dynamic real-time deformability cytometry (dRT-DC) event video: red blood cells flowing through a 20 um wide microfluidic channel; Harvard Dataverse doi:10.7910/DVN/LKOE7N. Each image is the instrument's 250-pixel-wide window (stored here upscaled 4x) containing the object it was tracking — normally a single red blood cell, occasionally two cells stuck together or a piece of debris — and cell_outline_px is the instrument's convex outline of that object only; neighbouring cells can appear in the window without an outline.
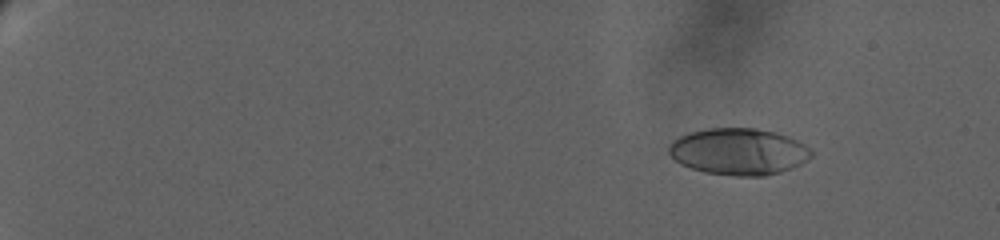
{"species": "human", "species_latin": "Homo sapiens", "temperature_condition": "warm", "stored_images_in_passage": 45, "camera_frame_rate_fps": 3000, "um_per_image_px": 0.085, "donor": {"sex": "female"}, "frame": {"image": 1, "passage_image": 17, "time_ms": 3.667, "image_size_px": [1000, 240], "cell_outline_px": [[812, 156], [800, 164], [792, 168], [780, 172], [764, 176], [732, 176], [704, 172], [680, 164], [668, 152], [668, 148], [672, 140], [680, 136], [692, 132], [708, 128], [756, 128], [776, 132], [788, 136], [804, 144], [812, 152]], "centroid_in_image_um": [62.78, 12.89], "position_along_channel_um": 22.2, "area_um2": 38.73}}
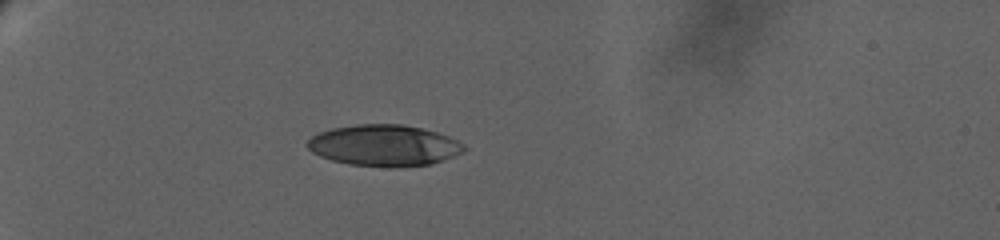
{"frame": {"image": 2, "passage_image": 39, "time_ms": 9.0, "image_size_px": [1000, 240], "cell_outline_px": [[464, 148], [460, 152], [452, 156], [428, 164], [348, 164], [332, 160], [320, 156], [312, 152], [308, 148], [308, 140], [312, 136], [320, 132], [332, 128], [356, 124], [404, 124], [436, 132], [448, 136], [464, 144]], "centroid_in_image_um": [32.59, 12.3], "position_along_channel_um": 52.4, "area_um2": 36.18}}